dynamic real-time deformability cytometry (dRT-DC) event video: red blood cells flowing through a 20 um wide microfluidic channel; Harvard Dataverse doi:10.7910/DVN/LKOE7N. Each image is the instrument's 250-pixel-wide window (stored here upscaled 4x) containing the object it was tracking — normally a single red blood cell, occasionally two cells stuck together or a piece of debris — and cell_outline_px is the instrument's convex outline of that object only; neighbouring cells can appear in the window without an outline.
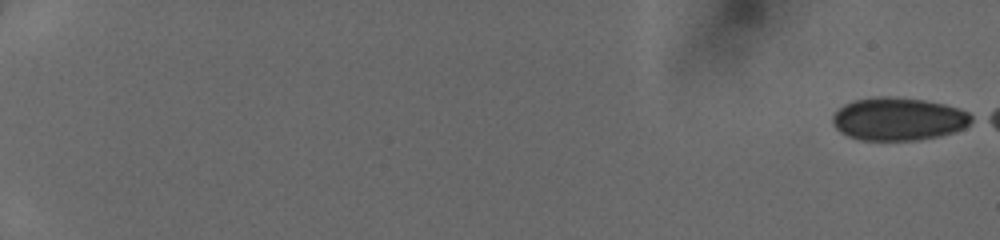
{"species": "human", "species_latin": "Homo sapiens", "temperature_condition": "cold", "stored_images_in_passage": 50, "camera_frame_rate_fps": 3000, "um_per_image_px": 0.085, "donor": {"sex": "female"}, "frame": {"image": 1, "passage_image": 1, "time_ms": 0.0, "image_size_px": [1000, 240], "cell_outline_px": [[976, 120], [964, 128], [956, 132], [940, 136], [916, 140], [860, 140], [848, 136], [840, 132], [836, 128], [832, 120], [832, 116], [844, 104], [856, 100], [884, 96], [888, 96], [924, 100], [944, 104], [960, 108], [976, 116]], "centroid_in_image_um": [76.44, 10.12], "position_along_channel_um": 8.6, "area_um2": 34.97}}
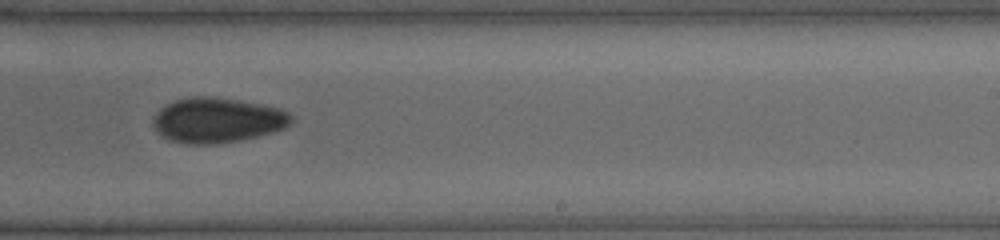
{"frame": {"image": 2, "passage_image": 35, "time_ms": 11.333, "image_size_px": [1000, 240], "cell_outline_px": [[292, 124], [284, 128], [272, 132], [240, 140], [216, 144], [188, 144], [168, 140], [160, 136], [156, 132], [152, 124], [152, 120], [156, 112], [160, 108], [176, 100], [192, 96], [216, 96], [264, 104], [280, 108], [288, 112], [292, 116]], "centroid_in_image_um": [18.46, 10.21], "position_along_channel_um": 270.5, "area_um2": 36.7}}
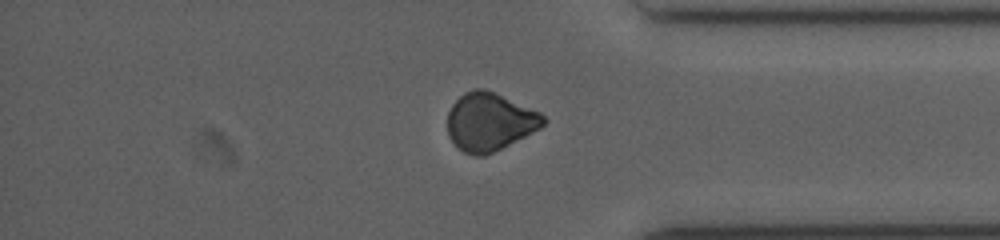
{"frame": {"image": 3, "passage_image": 44, "time_ms": 14.333, "image_size_px": [1000, 240], "cell_outline_px": [[544, 124], [540, 128], [484, 156], [476, 156], [464, 152], [448, 136], [448, 112], [452, 104], [464, 92], [472, 88], [484, 88], [540, 112], [544, 116]], "centroid_in_image_um": [41.59, 10.33], "position_along_channel_um": 393.6, "area_um2": 31.91}}